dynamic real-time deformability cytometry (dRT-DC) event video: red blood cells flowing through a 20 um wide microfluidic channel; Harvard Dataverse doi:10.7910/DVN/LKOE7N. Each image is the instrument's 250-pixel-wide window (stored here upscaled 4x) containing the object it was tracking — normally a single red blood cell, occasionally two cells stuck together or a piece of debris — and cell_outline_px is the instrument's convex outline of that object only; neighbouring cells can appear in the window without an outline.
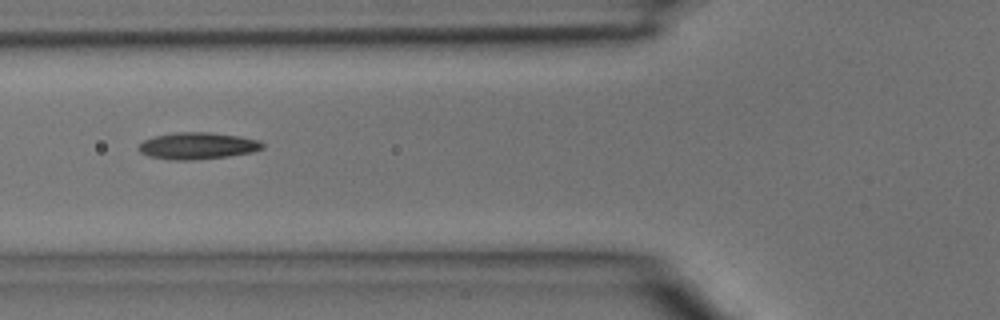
{"species": "common noctule bat (a hibernating species)", "species_latin": "Nyctalus noctula", "temperature_condition": "room temperature", "stored_images_in_passage": 4, "camera_frame_rate_fps": 3000, "um_per_image_px": 0.085, "animal": {"sex": "male", "body_mass_g": 15.6}, "frame": {"image": 1, "passage_image": 4, "time_ms": 1.0, "image_size_px": [1000, 320], "cell_outline_px": [[264, 148], [252, 152], [228, 156], [188, 160], [172, 160], [152, 156], [140, 152], [136, 148], [144, 140], [156, 136], [172, 132], [208, 132], [240, 136], [260, 140], [264, 144]], "centroid_in_image_um": [16.81, 12.38], "position_along_channel_um": 109.0, "area_um2": 19.25}}